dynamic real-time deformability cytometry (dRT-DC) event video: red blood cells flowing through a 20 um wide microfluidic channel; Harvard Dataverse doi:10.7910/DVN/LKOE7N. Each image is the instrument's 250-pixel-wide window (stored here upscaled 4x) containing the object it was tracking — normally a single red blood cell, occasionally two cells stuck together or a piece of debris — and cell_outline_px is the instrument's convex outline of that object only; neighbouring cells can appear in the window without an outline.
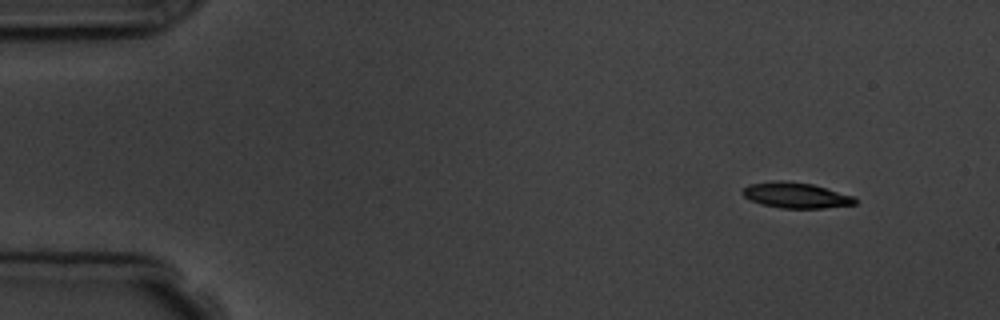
{"species": "common noctule bat (a hibernating species)", "species_latin": "Nyctalus noctula", "temperature_condition": "room temperature", "stored_images_in_passage": 4, "camera_frame_rate_fps": 3000, "um_per_image_px": 0.085, "animal": {"sex": "male", "body_mass_g": 19.5, "forearm_length_mm": 54.6}, "frame": {"image": 1, "passage_image": 1, "time_ms": 0.0, "image_size_px": [1000, 320], "cell_outline_px": [[856, 204], [824, 208], [780, 208], [760, 204], [744, 196], [740, 192], [748, 184], [776, 180], [784, 180], [812, 184], [852, 196], [856, 200]], "centroid_in_image_um": [67.6, 16.59], "position_along_channel_um": 17.4, "area_um2": 16.7}}
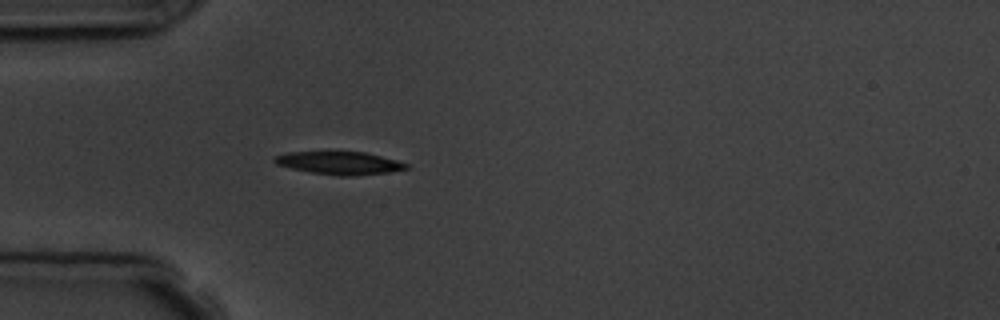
{"frame": {"image": 2, "passage_image": 4, "time_ms": 3.667, "image_size_px": [1000, 320], "cell_outline_px": [[408, 168], [388, 172], [352, 176], [336, 176], [312, 172], [292, 168], [276, 164], [272, 160], [276, 156], [288, 152], [328, 148], [336, 148], [364, 152], [396, 160], [408, 164]], "centroid_in_image_um": [28.78, 13.79], "position_along_channel_um": 56.2, "area_um2": 18.5}}